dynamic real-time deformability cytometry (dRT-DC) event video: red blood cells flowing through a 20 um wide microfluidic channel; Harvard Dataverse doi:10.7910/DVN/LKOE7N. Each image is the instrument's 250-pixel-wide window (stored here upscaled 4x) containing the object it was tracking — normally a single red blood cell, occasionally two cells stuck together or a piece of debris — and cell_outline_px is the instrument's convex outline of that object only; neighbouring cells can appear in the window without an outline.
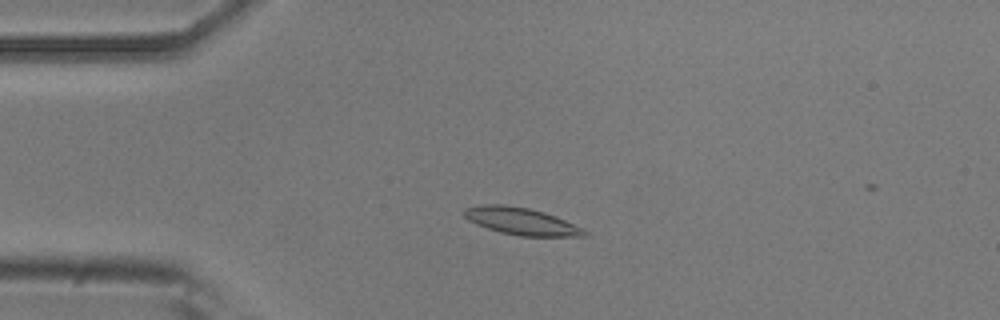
{"species": "common noctule bat (a hibernating species)", "species_latin": "Nyctalus noctula", "temperature_condition": "room temperature", "stored_images_in_passage": 15, "camera_frame_rate_fps": 3000, "um_per_image_px": 0.085, "animal": {"sex": "male", "body_mass_g": 20.5, "forearm_length_mm": 52.5}, "frame": {"image": 1, "passage_image": 12, "time_ms": 3.667, "image_size_px": [1000, 320], "cell_outline_px": [[588, 236], [520, 236], [500, 232], [476, 224], [468, 220], [460, 212], [464, 208], [484, 204], [504, 204], [528, 208], [544, 212], [556, 216], [584, 228], [588, 232]], "centroid_in_image_um": [44.3, 18.8], "position_along_channel_um": 40.7, "area_um2": 19.19}}